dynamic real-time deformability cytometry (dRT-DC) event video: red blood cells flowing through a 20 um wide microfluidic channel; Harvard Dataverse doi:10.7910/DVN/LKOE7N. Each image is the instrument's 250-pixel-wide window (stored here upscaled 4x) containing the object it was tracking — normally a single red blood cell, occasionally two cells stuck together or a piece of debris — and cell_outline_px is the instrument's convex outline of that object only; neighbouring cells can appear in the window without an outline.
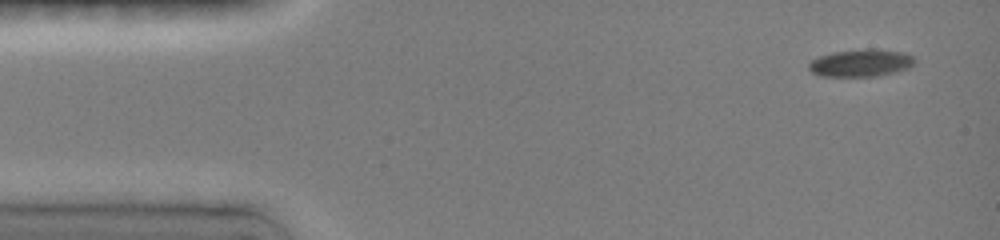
{"species": "common noctule bat (a hibernating species)", "species_latin": "Nyctalus noctula", "temperature_condition": "room temperature", "stored_images_in_passage": 43, "segment_of_instrument_passage": [1, 2], "camera_frame_rate_fps": 3000, "um_per_image_px": 0.085, "animal": {"sex": "female", "body_mass_g": 19.0, "forearm_length_mm": 51.5}, "frame": {"image": 1, "passage_image": 2, "time_ms": 0.333, "image_size_px": [1000, 240], "cell_outline_px": [[916, 60], [908, 68], [896, 72], [876, 76], [820, 76], [812, 72], [808, 68], [808, 64], [812, 60], [820, 56], [832, 52], [864, 48], [876, 48], [904, 52], [912, 56]], "centroid_in_image_um": [73.18, 5.33], "position_along_channel_um": 11.8, "area_um2": 17.05}}
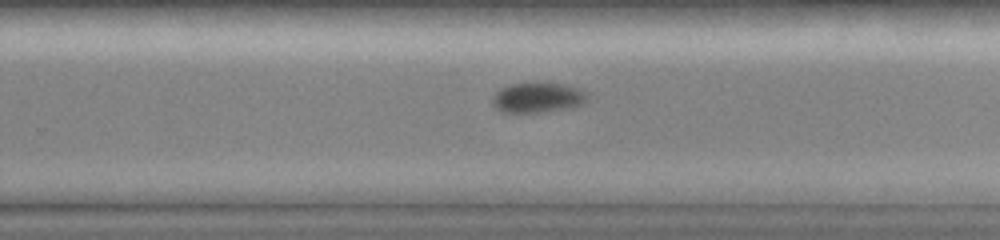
{"frame": {"image": 2, "passage_image": 26, "time_ms": 9.667, "image_size_px": [1000, 240], "cell_outline_px": [[588, 96], [584, 104], [572, 108], [540, 112], [500, 112], [492, 104], [492, 96], [496, 92], [512, 84], [560, 84], [576, 88], [584, 92]], "centroid_in_image_um": [45.7, 8.33], "position_along_channel_um": 284.1, "area_um2": 16.24}}
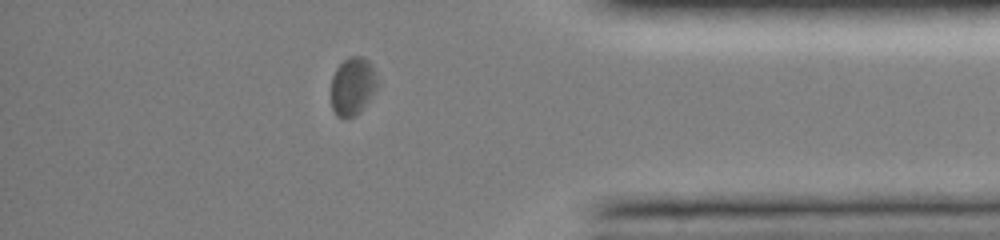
{"frame": {"image": 3, "passage_image": 35, "time_ms": 13.0, "image_size_px": [1000, 240], "cell_outline_px": [[380, 84], [360, 112], [352, 116], [336, 116], [332, 108], [332, 76], [336, 68], [348, 56], [364, 56], [372, 64]], "centroid_in_image_um": [30.01, 7.28], "position_along_channel_um": 405.2, "area_um2": 15.72}}